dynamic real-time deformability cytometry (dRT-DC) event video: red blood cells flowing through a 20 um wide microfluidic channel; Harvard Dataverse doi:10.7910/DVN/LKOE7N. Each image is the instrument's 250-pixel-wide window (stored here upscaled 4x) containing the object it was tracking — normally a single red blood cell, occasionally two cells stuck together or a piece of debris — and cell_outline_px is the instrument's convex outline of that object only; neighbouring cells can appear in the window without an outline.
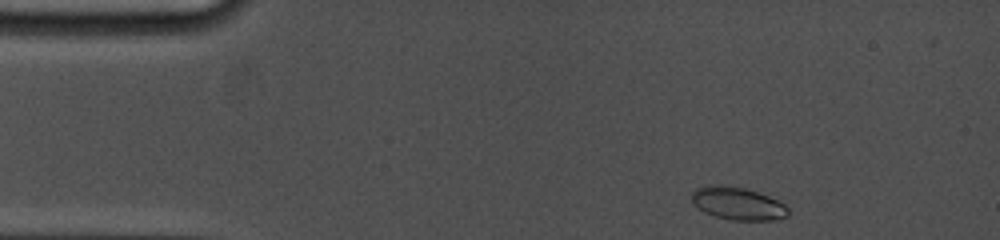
{"species": "common noctule bat (a hibernating species)", "species_latin": "Nyctalus noctula", "temperature_condition": "cold", "stored_images_in_passage": 4, "camera_frame_rate_fps": 5000, "um_per_image_px": 0.085, "animal": {"sex": "female", "body_mass_g": 19.0, "forearm_length_mm": 53.3}, "frame": {"image": 1, "passage_image": 1, "time_ms": 0.0, "image_size_px": [1000, 240], "cell_outline_px": [[788, 216], [772, 220], [732, 220], [716, 216], [704, 212], [692, 204], [692, 192], [696, 188], [708, 184], [720, 184], [744, 188], [768, 196], [784, 204], [788, 208]], "centroid_in_image_um": [62.66, 17.29], "position_along_channel_um": 22.3, "area_um2": 18.38}}
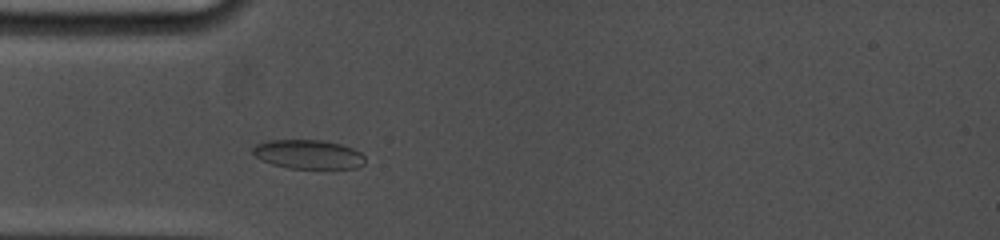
{"frame": {"image": 2, "passage_image": 4, "time_ms": 2.8, "image_size_px": [1000, 240], "cell_outline_px": [[364, 164], [356, 168], [288, 168], [272, 164], [256, 156], [252, 152], [252, 148], [256, 144], [268, 140], [324, 140], [340, 144], [352, 148], [360, 152], [364, 156]], "centroid_in_image_um": [26.21, 13.11], "position_along_channel_um": 58.8, "area_um2": 18.9}}